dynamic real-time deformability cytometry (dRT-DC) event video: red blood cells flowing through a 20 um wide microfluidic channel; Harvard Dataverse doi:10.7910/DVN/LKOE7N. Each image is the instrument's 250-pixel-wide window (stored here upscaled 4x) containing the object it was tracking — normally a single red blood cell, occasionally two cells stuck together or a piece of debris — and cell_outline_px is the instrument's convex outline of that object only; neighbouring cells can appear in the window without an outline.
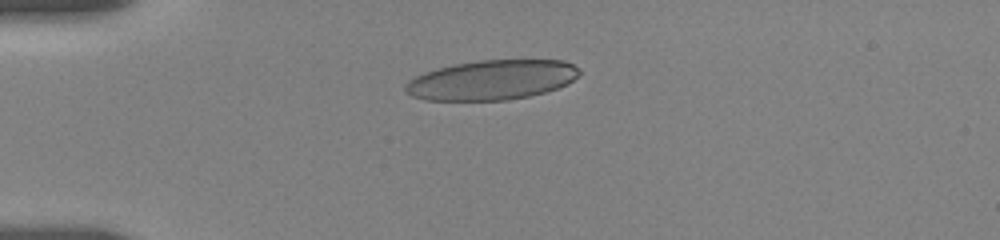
{"species": "human", "species_latin": "Homo sapiens", "temperature_condition": "room temperature", "stored_images_in_passage": 25, "camera_frame_rate_fps": 3000, "um_per_image_px": 0.085, "donor": {"sex": "female"}, "frame": {"image": 1, "passage_image": 14, "time_ms": 4.333, "image_size_px": [1000, 240], "cell_outline_px": [[580, 72], [568, 84], [544, 92], [528, 96], [508, 100], [424, 100], [412, 96], [404, 92], [404, 84], [408, 80], [424, 72], [452, 64], [480, 60], [564, 60], [580, 68]], "centroid_in_image_um": [41.76, 6.79], "position_along_channel_um": 43.2, "area_um2": 40.4}}
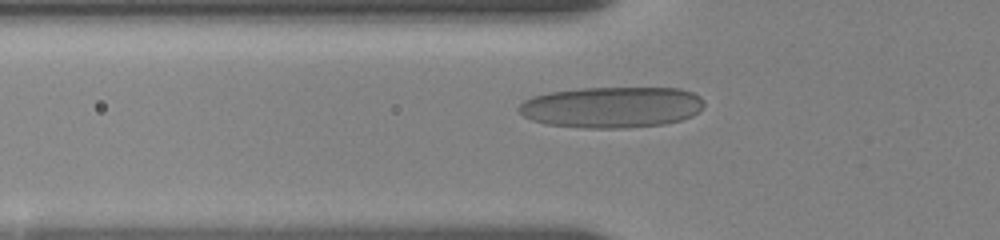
{"frame": {"image": 2, "passage_image": 23, "time_ms": 6.0, "image_size_px": [1000, 240], "cell_outline_px": [[704, 108], [692, 116], [680, 120], [664, 124], [624, 128], [584, 128], [548, 124], [532, 120], [524, 116], [516, 108], [524, 100], [532, 96], [552, 92], [580, 88], [680, 88], [692, 92], [700, 96], [704, 100]], "centroid_in_image_um": [52.02, 9.11], "position_along_channel_um": 73.8, "area_um2": 44.51}}